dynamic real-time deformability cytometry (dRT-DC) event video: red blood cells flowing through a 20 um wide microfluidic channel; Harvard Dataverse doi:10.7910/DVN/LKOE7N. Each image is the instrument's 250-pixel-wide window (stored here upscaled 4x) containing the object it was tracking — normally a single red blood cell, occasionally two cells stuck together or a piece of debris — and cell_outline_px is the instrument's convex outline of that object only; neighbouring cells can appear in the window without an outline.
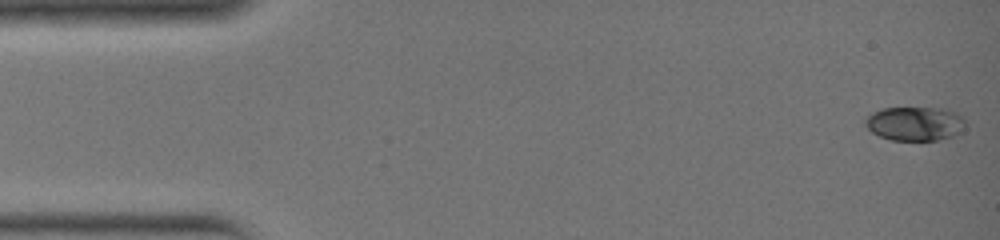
{"species": "common noctule bat (a hibernating species)", "species_latin": "Nyctalus noctula", "temperature_condition": "warm", "stored_images_in_passage": 35, "camera_frame_rate_fps": 3000, "um_per_image_px": 0.085, "animal": {"sex": "female", "body_mass_g": 19.0, "forearm_length_mm": 51.5}, "frame": {"image": 1, "passage_image": 1, "time_ms": 0.0, "image_size_px": [1000, 240], "cell_outline_px": [[964, 120], [960, 132], [952, 136], [936, 140], [892, 140], [880, 136], [872, 132], [864, 124], [864, 120], [872, 112], [884, 108], [944, 108], [956, 112], [964, 116]], "centroid_in_image_um": [77.75, 10.5], "position_along_channel_um": 7.2, "area_um2": 19.77}}
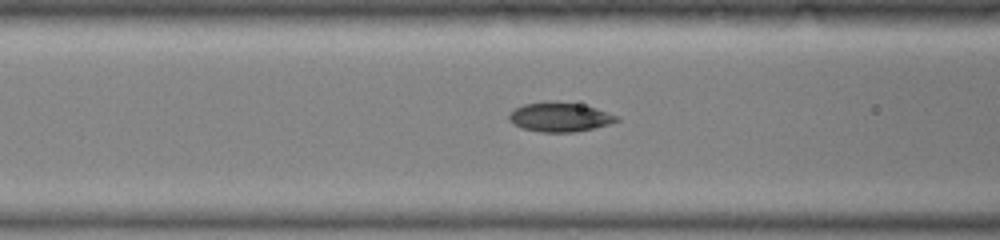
{"frame": {"image": 2, "passage_image": 14, "time_ms": 4.333, "image_size_px": [1000, 240], "cell_outline_px": [[620, 120], [608, 124], [576, 132], [540, 132], [524, 128], [512, 124], [508, 120], [508, 116], [516, 108], [524, 104], [580, 104], [596, 108], [620, 116]], "centroid_in_image_um": [47.62, 10.0], "position_along_channel_um": 119.0, "area_um2": 17.63}}
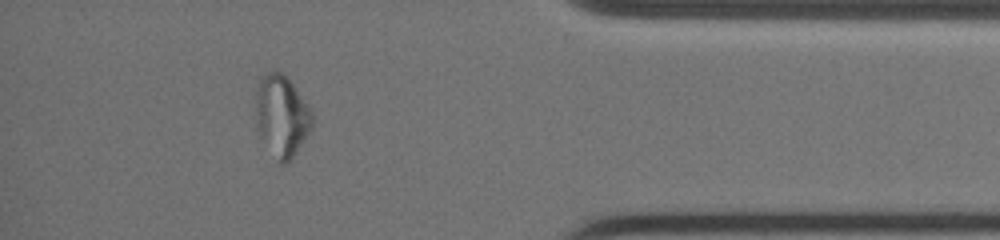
{"frame": {"image": 3, "passage_image": 31, "time_ms": 10.0, "image_size_px": [1000, 240], "cell_outline_px": [[312, 128], [292, 156], [284, 164], [280, 164], [260, 132], [256, 112], [256, 92], [260, 80], [264, 72], [272, 68], [284, 72], [312, 108]], "centroid_in_image_um": [23.98, 9.72], "position_along_channel_um": 411.2, "area_um2": 26.41}}